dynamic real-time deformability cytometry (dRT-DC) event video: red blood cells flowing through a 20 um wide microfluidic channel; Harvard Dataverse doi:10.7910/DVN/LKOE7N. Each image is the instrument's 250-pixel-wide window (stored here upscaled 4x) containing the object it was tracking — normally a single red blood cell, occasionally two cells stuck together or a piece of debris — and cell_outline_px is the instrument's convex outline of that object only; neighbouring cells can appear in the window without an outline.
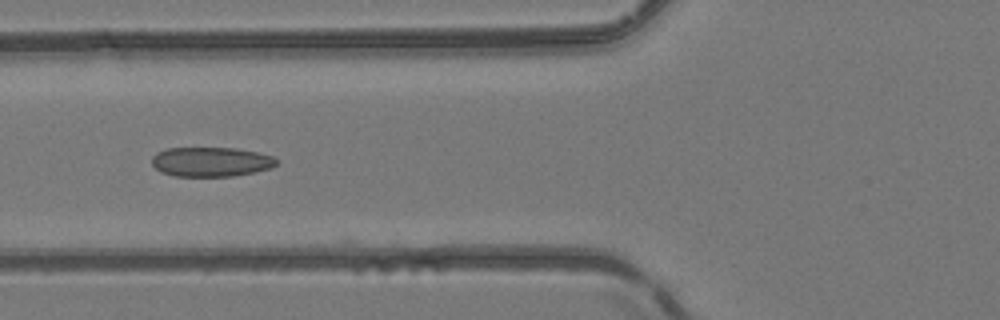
{"species": "common noctule bat (a hibernating species)", "species_latin": "Nyctalus noctula", "temperature_condition": "room temperature", "stored_images_in_passage": 35, "camera_frame_rate_fps": 3000, "um_per_image_px": 0.085, "animal": {"sex": "female", "body_mass_g": 24.6, "forearm_length_mm": 56.2}, "frame": {"image": 1, "passage_image": 4, "time_ms": 1.0, "image_size_px": [1000, 320], "cell_outline_px": [[276, 164], [272, 168], [232, 176], [172, 176], [160, 172], [152, 164], [152, 156], [156, 152], [164, 148], [236, 148], [256, 152], [272, 156], [276, 160]], "centroid_in_image_um": [17.88, 13.75], "position_along_channel_um": 107.9, "area_um2": 21.44}}
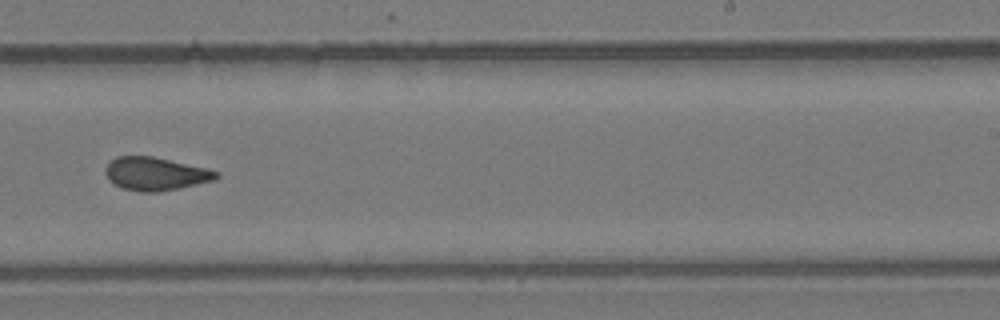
{"frame": {"image": 2, "passage_image": 16, "time_ms": 5.0, "image_size_px": [1000, 320], "cell_outline_px": [[220, 176], [212, 180], [180, 188], [160, 192], [140, 192], [124, 188], [108, 180], [104, 172], [104, 168], [116, 156], [152, 156], [208, 168], [220, 172]], "centroid_in_image_um": [13.22, 14.77], "position_along_channel_um": 275.8, "area_um2": 21.44}}
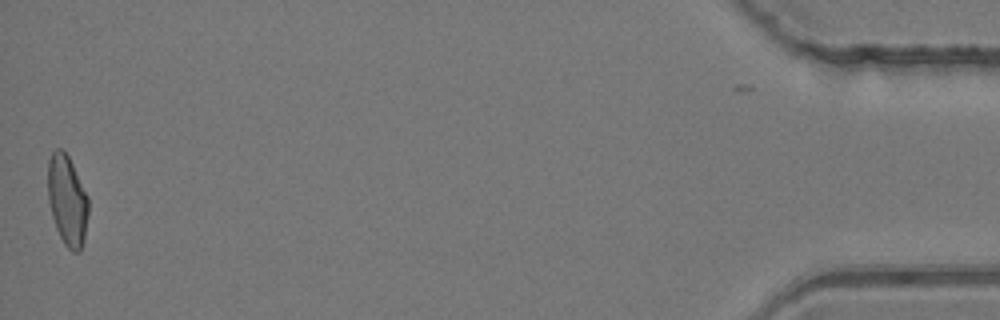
{"frame": {"image": 3, "passage_image": 34, "time_ms": 11.0, "image_size_px": [1000, 320], "cell_outline_px": [[88, 216], [84, 240], [80, 252], [72, 252], [64, 244], [56, 228], [52, 216], [48, 200], [48, 160], [52, 152], [56, 148], [64, 148], [88, 196]], "centroid_in_image_um": [5.71, 17.03], "position_along_channel_um": 429.5, "area_um2": 21.44}, "authors_computed_cell_mechanics": {"area_um2": 21.2704, "velocity_mm_per_s": 4.1912, "shape_relaxation_time_tau1_ms": null, "shape_relaxation_time_tau2_ms": 1.4323, "deformation_change_tau1": null, "deformation_change_tau2": 0.0776}}